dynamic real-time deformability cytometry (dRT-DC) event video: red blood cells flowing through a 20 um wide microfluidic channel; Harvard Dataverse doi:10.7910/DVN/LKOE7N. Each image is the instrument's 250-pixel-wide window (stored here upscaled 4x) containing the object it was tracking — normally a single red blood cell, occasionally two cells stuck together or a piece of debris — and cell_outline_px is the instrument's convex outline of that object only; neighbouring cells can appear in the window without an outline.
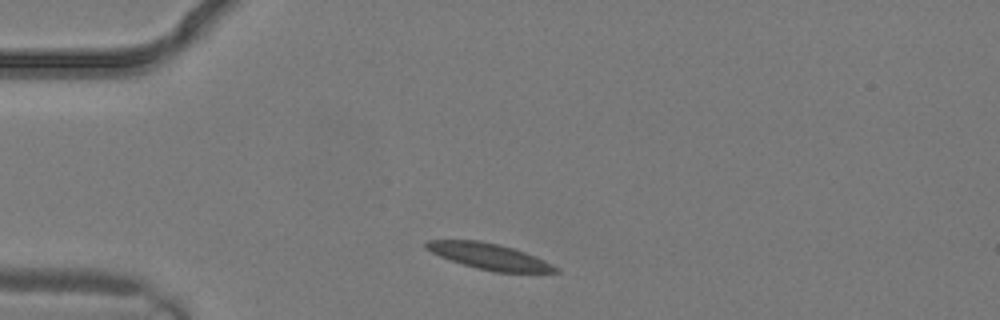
{"species": "common noctule bat (a hibernating species)", "species_latin": "Nyctalus noctula", "temperature_condition": "warm", "stored_images_in_passage": 2, "camera_frame_rate_fps": 3000, "um_per_image_px": 0.085, "animal": {"sex": "male", "body_mass_g": 19.2, "forearm_length_mm": 51.8}, "frame": {"image": 1, "passage_image": 2, "time_ms": 0.333, "image_size_px": [1000, 320], "cell_outline_px": [[560, 272], [496, 272], [476, 268], [440, 256], [424, 248], [424, 244], [428, 240], [480, 240], [500, 244], [524, 252], [544, 260], [560, 268]], "centroid_in_image_um": [41.59, 21.78], "position_along_channel_um": 43.4, "area_um2": 19.42}}